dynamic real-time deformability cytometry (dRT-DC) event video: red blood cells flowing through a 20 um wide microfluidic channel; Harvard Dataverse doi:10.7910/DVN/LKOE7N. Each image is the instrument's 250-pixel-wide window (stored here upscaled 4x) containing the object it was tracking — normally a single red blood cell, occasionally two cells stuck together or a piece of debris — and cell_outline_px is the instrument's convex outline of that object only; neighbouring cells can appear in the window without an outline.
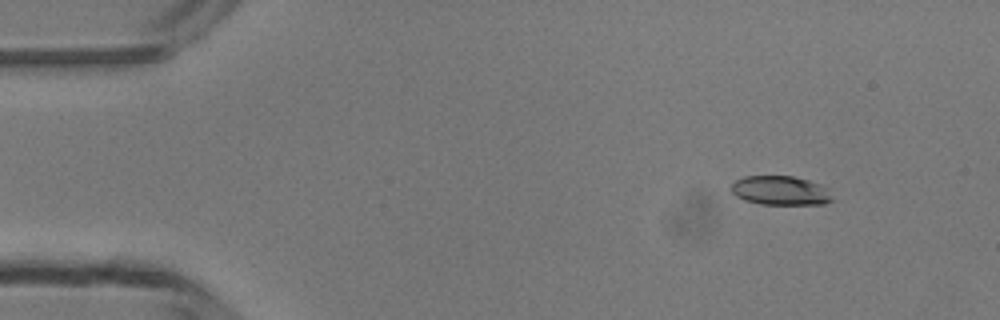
{"species": "common noctule bat (a hibernating species)", "species_latin": "Nyctalus noctula", "temperature_condition": "room temperature", "stored_images_in_passage": 4, "camera_frame_rate_fps": 3000, "um_per_image_px": 0.085, "animal": {"sex": "male", "body_mass_g": 13.3}, "frame": {"image": 1, "passage_image": 2, "time_ms": 1.0, "image_size_px": [1000, 320], "cell_outline_px": [[832, 200], [824, 204], [760, 204], [744, 200], [736, 196], [728, 188], [736, 180], [744, 176], [792, 176], [808, 180], [820, 184], [828, 188], [832, 196]], "centroid_in_image_um": [66.32, 16.19], "position_along_channel_um": 18.7, "area_um2": 17.28}}